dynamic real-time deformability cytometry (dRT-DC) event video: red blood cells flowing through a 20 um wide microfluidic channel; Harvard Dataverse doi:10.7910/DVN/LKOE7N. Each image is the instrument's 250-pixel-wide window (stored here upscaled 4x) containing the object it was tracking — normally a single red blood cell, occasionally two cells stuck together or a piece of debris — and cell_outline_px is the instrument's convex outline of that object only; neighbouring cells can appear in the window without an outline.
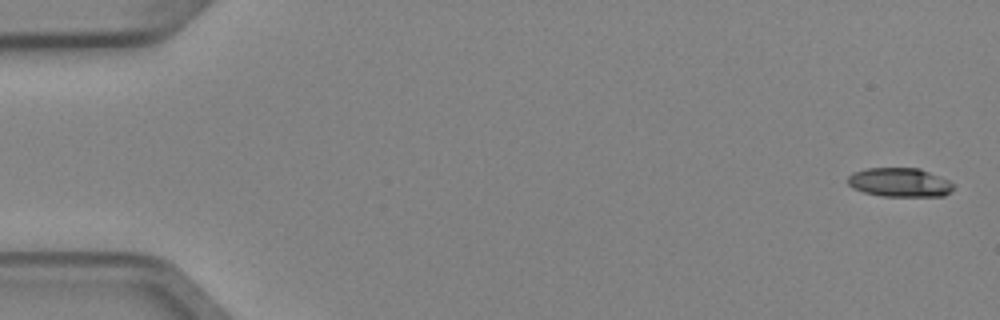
{"species": "Egyptian fruit bat (a non-hibernating species)", "species_latin": "Rousettus aegyptiacus", "temperature_condition": "cold", "stored_images_in_passage": 5, "camera_frame_rate_fps": 3000, "um_per_image_px": 0.085, "animal": {"sex": "female"}, "frame": {"image": 1, "passage_image": 1, "time_ms": 0.0, "image_size_px": [1000, 320], "cell_outline_px": [[952, 188], [944, 196], [880, 196], [864, 192], [852, 188], [848, 184], [848, 176], [852, 172], [864, 168], [920, 168], [948, 180], [952, 184]], "centroid_in_image_um": [76.41, 15.5], "position_along_channel_um": 8.6, "area_um2": 17.8}}
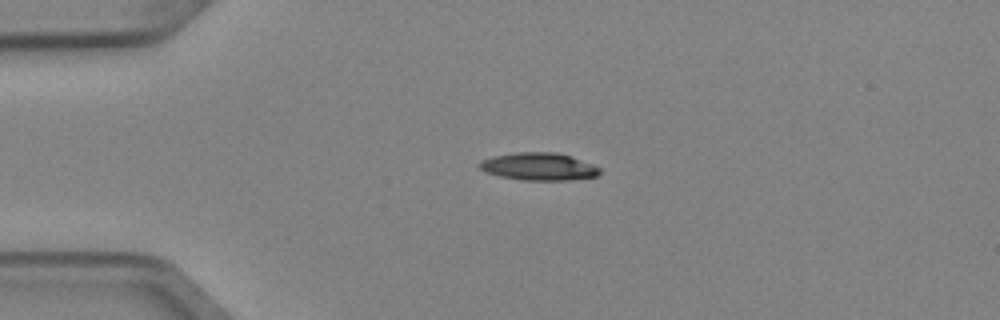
{"frame": {"image": 2, "passage_image": 4, "time_ms": 1.0, "image_size_px": [1000, 320], "cell_outline_px": [[600, 172], [596, 176], [568, 180], [524, 180], [500, 176], [488, 172], [480, 168], [476, 164], [480, 160], [492, 156], [516, 152], [552, 152], [572, 156], [592, 164], [600, 168]], "centroid_in_image_um": [45.77, 14.15], "position_along_channel_um": 39.2, "area_um2": 19.25}}